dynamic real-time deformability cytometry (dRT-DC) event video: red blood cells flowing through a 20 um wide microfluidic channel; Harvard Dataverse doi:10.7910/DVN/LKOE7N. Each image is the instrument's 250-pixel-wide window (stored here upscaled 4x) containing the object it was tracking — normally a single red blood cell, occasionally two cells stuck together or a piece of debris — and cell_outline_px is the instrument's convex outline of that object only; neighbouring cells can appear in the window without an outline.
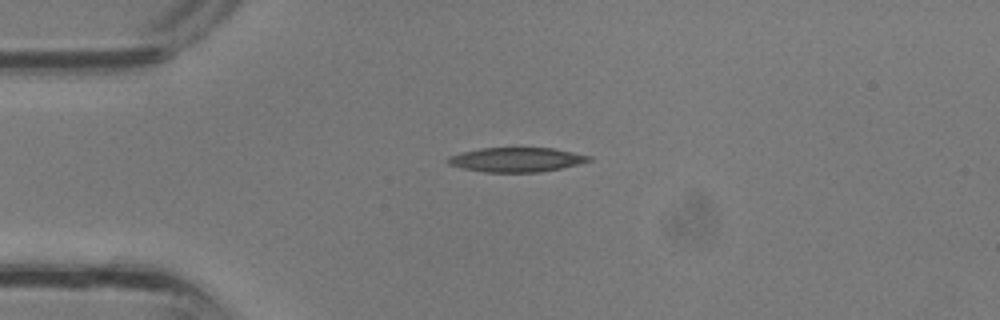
{"species": "common noctule bat (a hibernating species)", "species_latin": "Nyctalus noctula", "temperature_condition": "room temperature", "stored_images_in_passage": 23, "camera_frame_rate_fps": 3000, "um_per_image_px": 0.085, "animal": {"sex": "male", "body_mass_g": 13.3}, "frame": {"image": 1, "passage_image": 1, "time_ms": 0.0, "image_size_px": [1000, 320], "cell_outline_px": [[592, 160], [560, 168], [540, 172], [484, 172], [464, 168], [448, 164], [444, 160], [448, 156], [480, 148], [552, 148], [592, 156]], "centroid_in_image_um": [43.86, 13.57], "position_along_channel_um": 41.1, "area_um2": 19.88}}
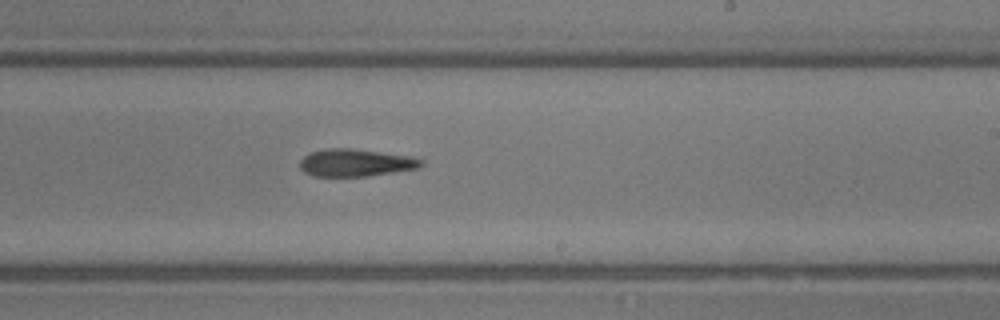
{"frame": {"image": 2, "passage_image": 13, "time_ms": 4.0, "image_size_px": [1000, 320], "cell_outline_px": [[424, 164], [420, 168], [368, 176], [312, 176], [304, 172], [300, 168], [300, 160], [308, 152], [324, 148], [352, 148], [416, 156], [424, 160]], "centroid_in_image_um": [30.27, 13.82], "position_along_channel_um": 258.7, "area_um2": 19.88}}
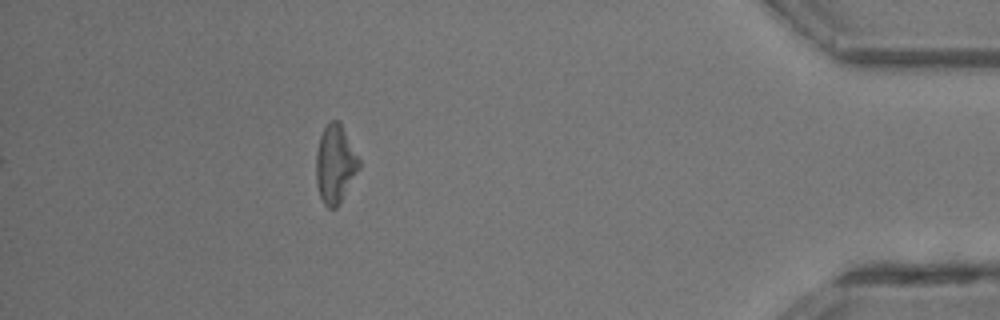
{"frame": {"image": 3, "passage_image": 23, "time_ms": 7.333, "image_size_px": [1000, 320], "cell_outline_px": [[360, 168], [340, 204], [336, 208], [328, 208], [324, 204], [320, 196], [316, 184], [316, 152], [320, 136], [324, 128], [332, 120], [340, 120], [360, 160]], "centroid_in_image_um": [28.5, 13.96], "position_along_channel_um": 406.7, "area_um2": 19.77}}